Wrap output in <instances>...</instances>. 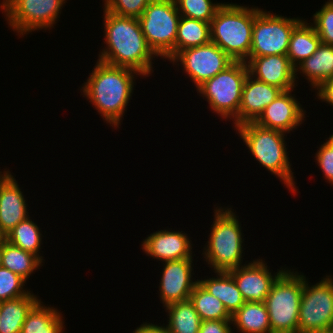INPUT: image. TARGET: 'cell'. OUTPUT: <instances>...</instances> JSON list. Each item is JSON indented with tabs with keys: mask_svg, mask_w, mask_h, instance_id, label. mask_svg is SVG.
<instances>
[{
	"mask_svg": "<svg viewBox=\"0 0 333 333\" xmlns=\"http://www.w3.org/2000/svg\"><path fill=\"white\" fill-rule=\"evenodd\" d=\"M104 45L98 60L137 71L143 78L154 72L158 56L148 46L139 19L119 16L103 9Z\"/></svg>",
	"mask_w": 333,
	"mask_h": 333,
	"instance_id": "obj_1",
	"label": "cell"
},
{
	"mask_svg": "<svg viewBox=\"0 0 333 333\" xmlns=\"http://www.w3.org/2000/svg\"><path fill=\"white\" fill-rule=\"evenodd\" d=\"M307 21L303 19L291 34L286 56L294 68L309 58L321 44L314 26Z\"/></svg>",
	"mask_w": 333,
	"mask_h": 333,
	"instance_id": "obj_23",
	"label": "cell"
},
{
	"mask_svg": "<svg viewBox=\"0 0 333 333\" xmlns=\"http://www.w3.org/2000/svg\"><path fill=\"white\" fill-rule=\"evenodd\" d=\"M180 17L175 0H152L138 18L148 46L163 60L174 57Z\"/></svg>",
	"mask_w": 333,
	"mask_h": 333,
	"instance_id": "obj_8",
	"label": "cell"
},
{
	"mask_svg": "<svg viewBox=\"0 0 333 333\" xmlns=\"http://www.w3.org/2000/svg\"><path fill=\"white\" fill-rule=\"evenodd\" d=\"M181 16L211 23L215 12L223 4L213 0H175Z\"/></svg>",
	"mask_w": 333,
	"mask_h": 333,
	"instance_id": "obj_31",
	"label": "cell"
},
{
	"mask_svg": "<svg viewBox=\"0 0 333 333\" xmlns=\"http://www.w3.org/2000/svg\"><path fill=\"white\" fill-rule=\"evenodd\" d=\"M2 266V246H0V267Z\"/></svg>",
	"mask_w": 333,
	"mask_h": 333,
	"instance_id": "obj_42",
	"label": "cell"
},
{
	"mask_svg": "<svg viewBox=\"0 0 333 333\" xmlns=\"http://www.w3.org/2000/svg\"><path fill=\"white\" fill-rule=\"evenodd\" d=\"M292 270L286 268L278 276L265 298L271 333H298L299 309L305 275L299 273L296 268Z\"/></svg>",
	"mask_w": 333,
	"mask_h": 333,
	"instance_id": "obj_7",
	"label": "cell"
},
{
	"mask_svg": "<svg viewBox=\"0 0 333 333\" xmlns=\"http://www.w3.org/2000/svg\"><path fill=\"white\" fill-rule=\"evenodd\" d=\"M189 300L202 321L222 320L231 321L232 315L222 302L210 294L199 282L194 286Z\"/></svg>",
	"mask_w": 333,
	"mask_h": 333,
	"instance_id": "obj_30",
	"label": "cell"
},
{
	"mask_svg": "<svg viewBox=\"0 0 333 333\" xmlns=\"http://www.w3.org/2000/svg\"><path fill=\"white\" fill-rule=\"evenodd\" d=\"M132 333H170L166 326L159 325V324H153V323H148L143 322L140 326H138Z\"/></svg>",
	"mask_w": 333,
	"mask_h": 333,
	"instance_id": "obj_38",
	"label": "cell"
},
{
	"mask_svg": "<svg viewBox=\"0 0 333 333\" xmlns=\"http://www.w3.org/2000/svg\"><path fill=\"white\" fill-rule=\"evenodd\" d=\"M258 6L224 2L210 23L211 41L234 61L249 59Z\"/></svg>",
	"mask_w": 333,
	"mask_h": 333,
	"instance_id": "obj_5",
	"label": "cell"
},
{
	"mask_svg": "<svg viewBox=\"0 0 333 333\" xmlns=\"http://www.w3.org/2000/svg\"><path fill=\"white\" fill-rule=\"evenodd\" d=\"M298 74H303L313 91L333 78V46L321 43L309 58L295 68V79H298Z\"/></svg>",
	"mask_w": 333,
	"mask_h": 333,
	"instance_id": "obj_20",
	"label": "cell"
},
{
	"mask_svg": "<svg viewBox=\"0 0 333 333\" xmlns=\"http://www.w3.org/2000/svg\"><path fill=\"white\" fill-rule=\"evenodd\" d=\"M6 170V171H5ZM12 175L9 169H4V171H0V188L1 185Z\"/></svg>",
	"mask_w": 333,
	"mask_h": 333,
	"instance_id": "obj_39",
	"label": "cell"
},
{
	"mask_svg": "<svg viewBox=\"0 0 333 333\" xmlns=\"http://www.w3.org/2000/svg\"><path fill=\"white\" fill-rule=\"evenodd\" d=\"M164 308L168 318L165 326L170 333H199L202 320L190 300L171 303Z\"/></svg>",
	"mask_w": 333,
	"mask_h": 333,
	"instance_id": "obj_26",
	"label": "cell"
},
{
	"mask_svg": "<svg viewBox=\"0 0 333 333\" xmlns=\"http://www.w3.org/2000/svg\"><path fill=\"white\" fill-rule=\"evenodd\" d=\"M264 258L246 261L242 266L230 270L237 288L245 302H264L274 281L286 269L281 267L273 273Z\"/></svg>",
	"mask_w": 333,
	"mask_h": 333,
	"instance_id": "obj_14",
	"label": "cell"
},
{
	"mask_svg": "<svg viewBox=\"0 0 333 333\" xmlns=\"http://www.w3.org/2000/svg\"><path fill=\"white\" fill-rule=\"evenodd\" d=\"M211 41L210 23L181 16L178 22L174 56L187 48Z\"/></svg>",
	"mask_w": 333,
	"mask_h": 333,
	"instance_id": "obj_27",
	"label": "cell"
},
{
	"mask_svg": "<svg viewBox=\"0 0 333 333\" xmlns=\"http://www.w3.org/2000/svg\"><path fill=\"white\" fill-rule=\"evenodd\" d=\"M315 91L317 99L330 104L333 108V78L322 83Z\"/></svg>",
	"mask_w": 333,
	"mask_h": 333,
	"instance_id": "obj_37",
	"label": "cell"
},
{
	"mask_svg": "<svg viewBox=\"0 0 333 333\" xmlns=\"http://www.w3.org/2000/svg\"><path fill=\"white\" fill-rule=\"evenodd\" d=\"M237 135L243 140L250 155L254 156L261 167L275 175L286 188L296 195V187L292 163H290L288 144L285 141L287 134L281 131L267 129L254 122H246L234 128Z\"/></svg>",
	"mask_w": 333,
	"mask_h": 333,
	"instance_id": "obj_3",
	"label": "cell"
},
{
	"mask_svg": "<svg viewBox=\"0 0 333 333\" xmlns=\"http://www.w3.org/2000/svg\"><path fill=\"white\" fill-rule=\"evenodd\" d=\"M68 0H5L0 9L8 26L16 36L51 30L60 18L61 10ZM57 21V22H56ZM25 34V35H24Z\"/></svg>",
	"mask_w": 333,
	"mask_h": 333,
	"instance_id": "obj_9",
	"label": "cell"
},
{
	"mask_svg": "<svg viewBox=\"0 0 333 333\" xmlns=\"http://www.w3.org/2000/svg\"><path fill=\"white\" fill-rule=\"evenodd\" d=\"M31 291L28 295L0 302V333H21L28 312L40 300Z\"/></svg>",
	"mask_w": 333,
	"mask_h": 333,
	"instance_id": "obj_25",
	"label": "cell"
},
{
	"mask_svg": "<svg viewBox=\"0 0 333 333\" xmlns=\"http://www.w3.org/2000/svg\"><path fill=\"white\" fill-rule=\"evenodd\" d=\"M30 218L31 216L19 222L9 231L7 233V241L24 251L38 256L44 262V256L41 254L43 251H40L41 244H43L42 237L44 236L41 233V228Z\"/></svg>",
	"mask_w": 333,
	"mask_h": 333,
	"instance_id": "obj_29",
	"label": "cell"
},
{
	"mask_svg": "<svg viewBox=\"0 0 333 333\" xmlns=\"http://www.w3.org/2000/svg\"><path fill=\"white\" fill-rule=\"evenodd\" d=\"M167 229L153 232L141 242L143 252L156 261H172L193 258V242L184 231ZM184 232V233H183ZM194 255V256H193Z\"/></svg>",
	"mask_w": 333,
	"mask_h": 333,
	"instance_id": "obj_16",
	"label": "cell"
},
{
	"mask_svg": "<svg viewBox=\"0 0 333 333\" xmlns=\"http://www.w3.org/2000/svg\"><path fill=\"white\" fill-rule=\"evenodd\" d=\"M281 92L280 88L261 82L248 74L239 107V125L254 122Z\"/></svg>",
	"mask_w": 333,
	"mask_h": 333,
	"instance_id": "obj_18",
	"label": "cell"
},
{
	"mask_svg": "<svg viewBox=\"0 0 333 333\" xmlns=\"http://www.w3.org/2000/svg\"><path fill=\"white\" fill-rule=\"evenodd\" d=\"M62 313L40 299L28 312L21 333H63L65 320Z\"/></svg>",
	"mask_w": 333,
	"mask_h": 333,
	"instance_id": "obj_21",
	"label": "cell"
},
{
	"mask_svg": "<svg viewBox=\"0 0 333 333\" xmlns=\"http://www.w3.org/2000/svg\"><path fill=\"white\" fill-rule=\"evenodd\" d=\"M234 60L231 59L221 48L210 41L207 44L187 48L179 51L171 60L174 67L181 66V69L194 83L196 89L206 80L211 79ZM183 67V68H182Z\"/></svg>",
	"mask_w": 333,
	"mask_h": 333,
	"instance_id": "obj_12",
	"label": "cell"
},
{
	"mask_svg": "<svg viewBox=\"0 0 333 333\" xmlns=\"http://www.w3.org/2000/svg\"><path fill=\"white\" fill-rule=\"evenodd\" d=\"M26 195L11 175L0 188V228L7 234L19 222L29 217Z\"/></svg>",
	"mask_w": 333,
	"mask_h": 333,
	"instance_id": "obj_19",
	"label": "cell"
},
{
	"mask_svg": "<svg viewBox=\"0 0 333 333\" xmlns=\"http://www.w3.org/2000/svg\"><path fill=\"white\" fill-rule=\"evenodd\" d=\"M305 275L300 301L298 333H313L333 327V277L326 275L309 284Z\"/></svg>",
	"mask_w": 333,
	"mask_h": 333,
	"instance_id": "obj_10",
	"label": "cell"
},
{
	"mask_svg": "<svg viewBox=\"0 0 333 333\" xmlns=\"http://www.w3.org/2000/svg\"><path fill=\"white\" fill-rule=\"evenodd\" d=\"M310 22L318 34L321 43L333 46V3L329 0L316 11Z\"/></svg>",
	"mask_w": 333,
	"mask_h": 333,
	"instance_id": "obj_33",
	"label": "cell"
},
{
	"mask_svg": "<svg viewBox=\"0 0 333 333\" xmlns=\"http://www.w3.org/2000/svg\"><path fill=\"white\" fill-rule=\"evenodd\" d=\"M7 241V234L0 228V246H3Z\"/></svg>",
	"mask_w": 333,
	"mask_h": 333,
	"instance_id": "obj_40",
	"label": "cell"
},
{
	"mask_svg": "<svg viewBox=\"0 0 333 333\" xmlns=\"http://www.w3.org/2000/svg\"><path fill=\"white\" fill-rule=\"evenodd\" d=\"M303 18H288L258 7L249 56L286 55L293 29Z\"/></svg>",
	"mask_w": 333,
	"mask_h": 333,
	"instance_id": "obj_11",
	"label": "cell"
},
{
	"mask_svg": "<svg viewBox=\"0 0 333 333\" xmlns=\"http://www.w3.org/2000/svg\"><path fill=\"white\" fill-rule=\"evenodd\" d=\"M227 207L214 206V220L208 241L202 250V258L213 272H229L236 269L242 266L245 256V241L242 235L244 233L238 220L239 216L231 206Z\"/></svg>",
	"mask_w": 333,
	"mask_h": 333,
	"instance_id": "obj_4",
	"label": "cell"
},
{
	"mask_svg": "<svg viewBox=\"0 0 333 333\" xmlns=\"http://www.w3.org/2000/svg\"><path fill=\"white\" fill-rule=\"evenodd\" d=\"M91 71L81 86V95L89 100L105 123L117 129L132 99L135 79L141 78V74L100 60L96 61Z\"/></svg>",
	"mask_w": 333,
	"mask_h": 333,
	"instance_id": "obj_2",
	"label": "cell"
},
{
	"mask_svg": "<svg viewBox=\"0 0 333 333\" xmlns=\"http://www.w3.org/2000/svg\"><path fill=\"white\" fill-rule=\"evenodd\" d=\"M43 265L44 262L38 256L24 251L8 241L2 246V267L20 275L26 281Z\"/></svg>",
	"mask_w": 333,
	"mask_h": 333,
	"instance_id": "obj_28",
	"label": "cell"
},
{
	"mask_svg": "<svg viewBox=\"0 0 333 333\" xmlns=\"http://www.w3.org/2000/svg\"><path fill=\"white\" fill-rule=\"evenodd\" d=\"M313 333H333V327L329 328V329H326V330H320V331H317V332H313Z\"/></svg>",
	"mask_w": 333,
	"mask_h": 333,
	"instance_id": "obj_41",
	"label": "cell"
},
{
	"mask_svg": "<svg viewBox=\"0 0 333 333\" xmlns=\"http://www.w3.org/2000/svg\"><path fill=\"white\" fill-rule=\"evenodd\" d=\"M215 277L199 279L198 282L213 296L218 298L227 311L233 315L245 303L241 292L229 272H214Z\"/></svg>",
	"mask_w": 333,
	"mask_h": 333,
	"instance_id": "obj_22",
	"label": "cell"
},
{
	"mask_svg": "<svg viewBox=\"0 0 333 333\" xmlns=\"http://www.w3.org/2000/svg\"><path fill=\"white\" fill-rule=\"evenodd\" d=\"M248 74L249 69L245 61H233L196 89L198 95L207 101L210 110L225 121L232 120L234 128L239 125L242 90Z\"/></svg>",
	"mask_w": 333,
	"mask_h": 333,
	"instance_id": "obj_6",
	"label": "cell"
},
{
	"mask_svg": "<svg viewBox=\"0 0 333 333\" xmlns=\"http://www.w3.org/2000/svg\"><path fill=\"white\" fill-rule=\"evenodd\" d=\"M294 89L282 91L254 121L257 125L291 135L305 122L306 110L293 94Z\"/></svg>",
	"mask_w": 333,
	"mask_h": 333,
	"instance_id": "obj_15",
	"label": "cell"
},
{
	"mask_svg": "<svg viewBox=\"0 0 333 333\" xmlns=\"http://www.w3.org/2000/svg\"><path fill=\"white\" fill-rule=\"evenodd\" d=\"M249 74L255 79L276 86L282 91L295 89V68L286 55L249 56Z\"/></svg>",
	"mask_w": 333,
	"mask_h": 333,
	"instance_id": "obj_17",
	"label": "cell"
},
{
	"mask_svg": "<svg viewBox=\"0 0 333 333\" xmlns=\"http://www.w3.org/2000/svg\"><path fill=\"white\" fill-rule=\"evenodd\" d=\"M27 282L20 275L0 267V302L28 295L31 291L25 288Z\"/></svg>",
	"mask_w": 333,
	"mask_h": 333,
	"instance_id": "obj_32",
	"label": "cell"
},
{
	"mask_svg": "<svg viewBox=\"0 0 333 333\" xmlns=\"http://www.w3.org/2000/svg\"><path fill=\"white\" fill-rule=\"evenodd\" d=\"M315 162L323 172V178L333 185V134L323 144L318 147L315 154Z\"/></svg>",
	"mask_w": 333,
	"mask_h": 333,
	"instance_id": "obj_35",
	"label": "cell"
},
{
	"mask_svg": "<svg viewBox=\"0 0 333 333\" xmlns=\"http://www.w3.org/2000/svg\"><path fill=\"white\" fill-rule=\"evenodd\" d=\"M152 0H103L105 10L130 18H139Z\"/></svg>",
	"mask_w": 333,
	"mask_h": 333,
	"instance_id": "obj_34",
	"label": "cell"
},
{
	"mask_svg": "<svg viewBox=\"0 0 333 333\" xmlns=\"http://www.w3.org/2000/svg\"><path fill=\"white\" fill-rule=\"evenodd\" d=\"M232 321L206 320L202 321L199 333H235L233 332Z\"/></svg>",
	"mask_w": 333,
	"mask_h": 333,
	"instance_id": "obj_36",
	"label": "cell"
},
{
	"mask_svg": "<svg viewBox=\"0 0 333 333\" xmlns=\"http://www.w3.org/2000/svg\"><path fill=\"white\" fill-rule=\"evenodd\" d=\"M233 331L240 333H271L269 315L264 302H245L232 315Z\"/></svg>",
	"mask_w": 333,
	"mask_h": 333,
	"instance_id": "obj_24",
	"label": "cell"
},
{
	"mask_svg": "<svg viewBox=\"0 0 333 333\" xmlns=\"http://www.w3.org/2000/svg\"><path fill=\"white\" fill-rule=\"evenodd\" d=\"M193 261V258H184L162 262V276L158 287V297L160 303H163L162 307L189 300L194 286L198 283V279L195 280L193 277L195 275Z\"/></svg>",
	"mask_w": 333,
	"mask_h": 333,
	"instance_id": "obj_13",
	"label": "cell"
}]
</instances>
